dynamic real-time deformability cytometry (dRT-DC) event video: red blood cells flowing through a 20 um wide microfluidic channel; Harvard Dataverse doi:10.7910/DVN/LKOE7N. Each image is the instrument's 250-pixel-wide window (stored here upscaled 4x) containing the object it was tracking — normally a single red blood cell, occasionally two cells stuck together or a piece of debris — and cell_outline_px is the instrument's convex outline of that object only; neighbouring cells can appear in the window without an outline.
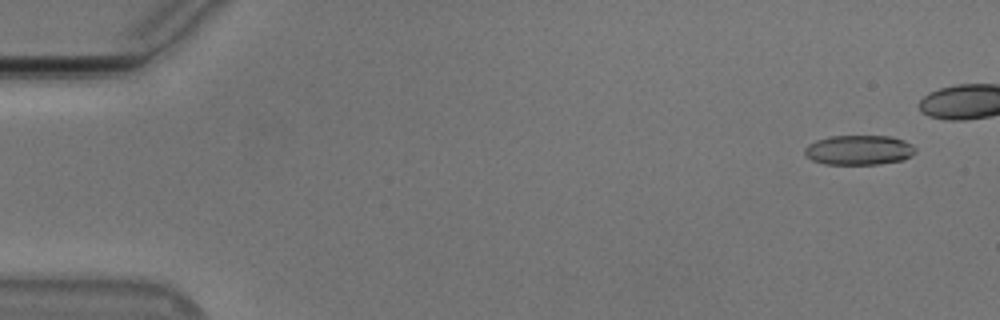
{"species": "Egyptian fruit bat (a non-hibernating species)", "species_latin": "Rousettus aegyptiacus", "temperature_condition": "cold", "stored_images_in_passage": 38, "camera_frame_rate_fps": 3000, "um_per_image_px": 0.085, "animal": {"sex": "male"}, "frame": {"image": 1, "passage_image": 3, "time_ms": 0.667, "image_size_px": [1000, 320], "cell_outline_px": [[916, 152], [912, 156], [904, 160], [880, 164], [824, 164], [812, 160], [804, 156], [804, 148], [808, 144], [816, 140], [832, 136], [892, 136], [904, 140], [912, 144], [916, 148]], "centroid_in_image_um": [73.03, 12.75], "position_along_channel_um": 12.0, "area_um2": 19.48}}
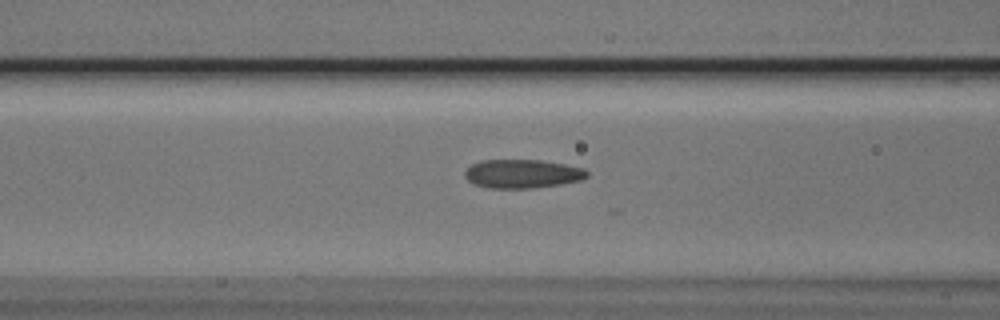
{"frame": {"image": 2, "passage_image": 22, "time_ms": 7.0, "image_size_px": [1000, 320], "cell_outline_px": [[588, 176], [580, 180], [560, 184], [532, 188], [488, 188], [472, 184], [464, 176], [464, 172], [472, 164], [480, 160], [540, 160], [564, 164], [584, 168], [588, 172]], "centroid_in_image_um": [44.37, 14.77], "position_along_channel_um": 122.2, "area_um2": 20.46}}
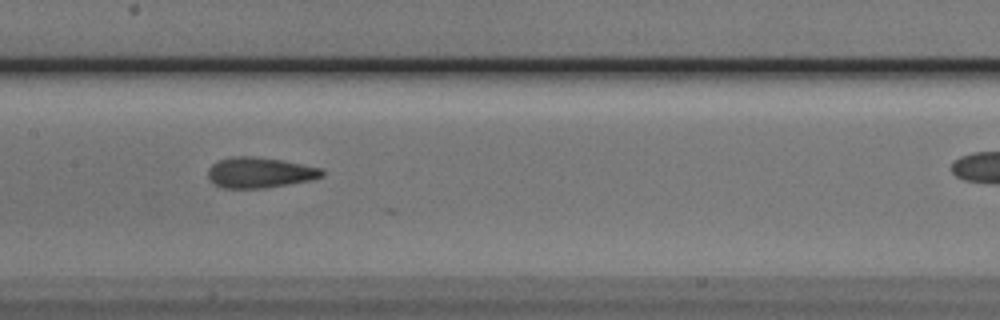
{"frame": {"image": 3, "passage_image": 27, "time_ms": 8.667, "image_size_px": [1000, 320], "cell_outline_px": [[324, 176], [308, 180], [288, 184], [264, 188], [224, 188], [216, 184], [208, 176], [208, 168], [212, 164], [220, 160], [232, 156], [256, 156], [284, 160], [320, 168], [324, 172]], "centroid_in_image_um": [22.07, 14.65], "position_along_channel_um": 185.3, "area_um2": 20.17}}